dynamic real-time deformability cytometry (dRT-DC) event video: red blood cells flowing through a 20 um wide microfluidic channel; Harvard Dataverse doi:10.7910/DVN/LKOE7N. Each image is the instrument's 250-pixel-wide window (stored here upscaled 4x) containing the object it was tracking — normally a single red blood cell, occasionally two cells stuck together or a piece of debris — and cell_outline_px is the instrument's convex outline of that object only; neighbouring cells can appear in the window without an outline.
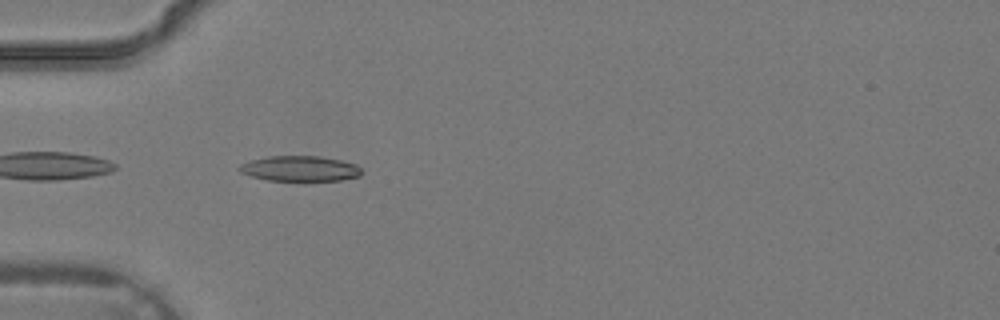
{"species": "common noctule bat (a hibernating species)", "species_latin": "Nyctalus noctula", "temperature_condition": "warm", "stored_images_in_passage": 32, "camera_frame_rate_fps": 3000, "um_per_image_px": 0.085, "animal": {"sex": "male", "body_mass_g": 19.2, "forearm_length_mm": 51.8}, "frame": {"image": 1, "passage_image": 11, "time_ms": 3.333, "image_size_px": [1000, 320], "cell_outline_px": [[360, 176], [340, 180], [268, 180], [252, 176], [240, 172], [236, 168], [240, 164], [252, 160], [268, 156], [320, 156], [340, 160], [356, 164], [360, 168]], "centroid_in_image_um": [25.47, 14.32], "position_along_channel_um": 59.5, "area_um2": 17.86}}
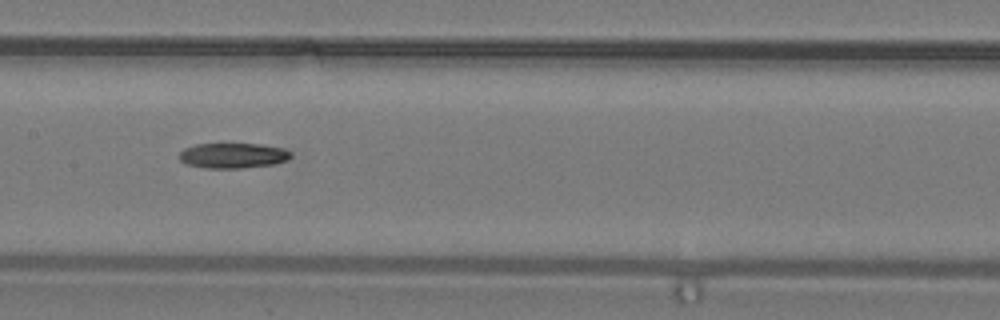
{"frame": {"image": 2, "passage_image": 18, "time_ms": 5.667, "image_size_px": [1000, 320], "cell_outline_px": [[292, 156], [288, 160], [272, 164], [244, 168], [208, 168], [188, 164], [180, 160], [176, 156], [184, 148], [196, 144], [260, 144], [284, 148], [292, 152]], "centroid_in_image_um": [19.81, 13.22], "position_along_channel_um": 187.6, "area_um2": 16.47}}
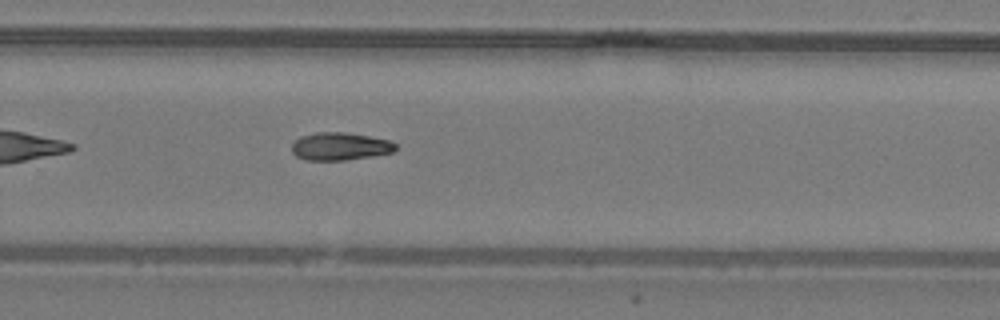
{"frame": {"image": 3, "passage_image": 24, "time_ms": 7.667, "image_size_px": [1000, 320], "cell_outline_px": [[396, 148], [392, 152], [372, 156], [344, 160], [304, 160], [296, 156], [292, 152], [292, 144], [300, 136], [316, 132], [344, 132], [368, 136], [388, 140], [396, 144]], "centroid_in_image_um": [28.86, 12.44], "position_along_channel_um": 300.9, "area_um2": 16.7}}